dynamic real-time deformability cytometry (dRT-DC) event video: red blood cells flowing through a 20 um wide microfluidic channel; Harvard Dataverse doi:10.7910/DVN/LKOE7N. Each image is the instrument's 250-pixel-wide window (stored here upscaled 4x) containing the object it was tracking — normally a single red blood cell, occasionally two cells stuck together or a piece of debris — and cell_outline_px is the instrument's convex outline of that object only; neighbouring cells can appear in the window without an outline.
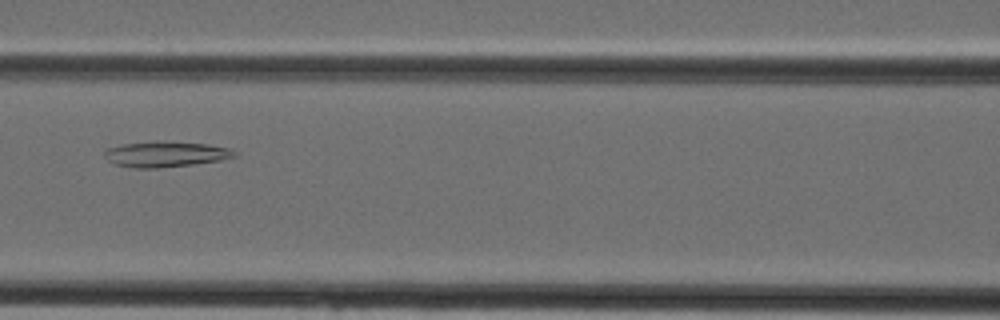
{"species": "Egyptian fruit bat (a non-hibernating species)", "species_latin": "Rousettus aegyptiacus", "temperature_condition": "cold", "stored_images_in_passage": 25, "camera_frame_rate_fps": 3000, "um_per_image_px": 0.085, "animal": {"sex": "female"}, "frame": {"image": 1, "passage_image": 7, "time_ms": 2.0, "image_size_px": [1000, 320], "cell_outline_px": [[236, 156], [220, 160], [192, 164], [160, 168], [132, 168], [116, 164], [108, 160], [104, 156], [104, 152], [108, 148], [124, 144], [208, 144], [228, 148], [236, 152]], "centroid_in_image_um": [14.07, 13.16], "position_along_channel_um": 152.5, "area_um2": 18.15}}
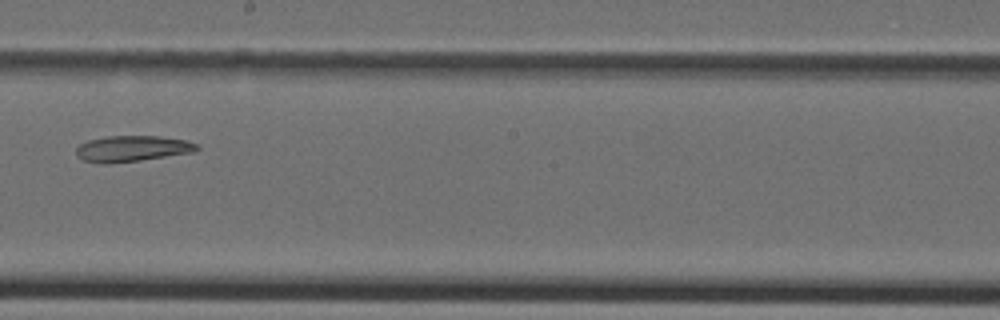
{"frame": {"image": 2, "passage_image": 12, "time_ms": 3.667, "image_size_px": [1000, 320], "cell_outline_px": [[200, 148], [196, 152], [112, 164], [100, 164], [84, 160], [76, 156], [76, 148], [80, 144], [88, 140], [108, 136], [160, 136], [184, 140], [196, 144]], "centroid_in_image_um": [11.22, 12.64], "position_along_channel_um": 237.0, "area_um2": 18.38}}
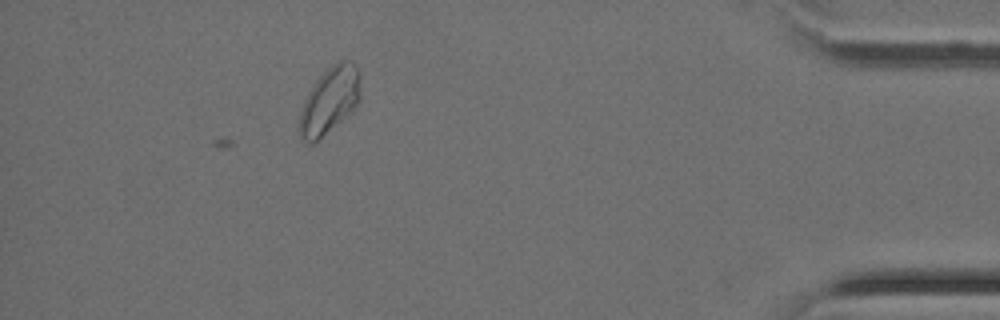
{"frame": {"image": 3, "passage_image": 25, "time_ms": 8.0, "image_size_px": [1000, 320], "cell_outline_px": [[360, 100], [344, 116], [312, 144], [300, 140], [300, 112], [304, 100], [308, 92], [316, 80], [332, 64], [340, 60], [352, 60], [360, 76]], "centroid_in_image_um": [28.0, 8.49], "position_along_channel_um": 407.2, "area_um2": 23.0}}